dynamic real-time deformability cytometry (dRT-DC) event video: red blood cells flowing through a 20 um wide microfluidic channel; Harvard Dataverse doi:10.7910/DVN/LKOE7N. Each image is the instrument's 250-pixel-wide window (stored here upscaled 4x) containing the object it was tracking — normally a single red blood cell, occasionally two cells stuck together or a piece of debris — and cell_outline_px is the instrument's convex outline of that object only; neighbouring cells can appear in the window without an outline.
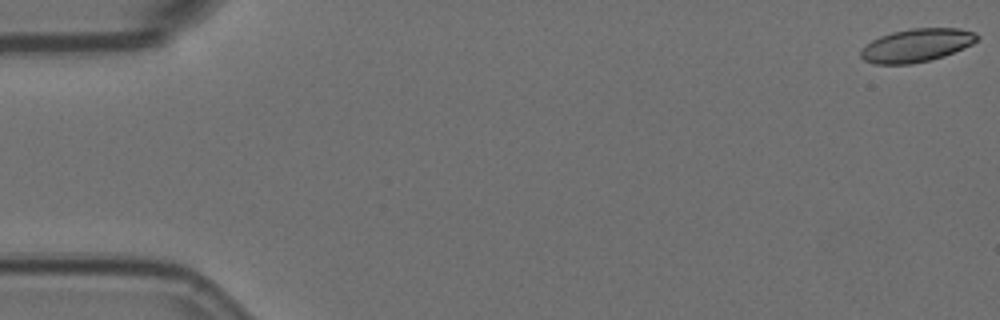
{"species": "Egyptian fruit bat (a non-hibernating species)", "species_latin": "Rousettus aegyptiacus", "temperature_condition": "room temperature", "stored_images_in_passage": 6, "camera_frame_rate_fps": 3000, "um_per_image_px": 0.085, "animal": {"sex": "female"}, "frame": {"image": 1, "passage_image": 1, "time_ms": 0.0, "image_size_px": [1000, 320], "cell_outline_px": [[980, 36], [972, 44], [964, 48], [944, 56], [912, 64], [876, 64], [864, 60], [860, 56], [860, 52], [872, 40], [880, 36], [892, 32], [912, 28], [960, 28], [976, 32]], "centroid_in_image_um": [77.94, 3.84], "position_along_channel_um": 7.1, "area_um2": 22.43}}
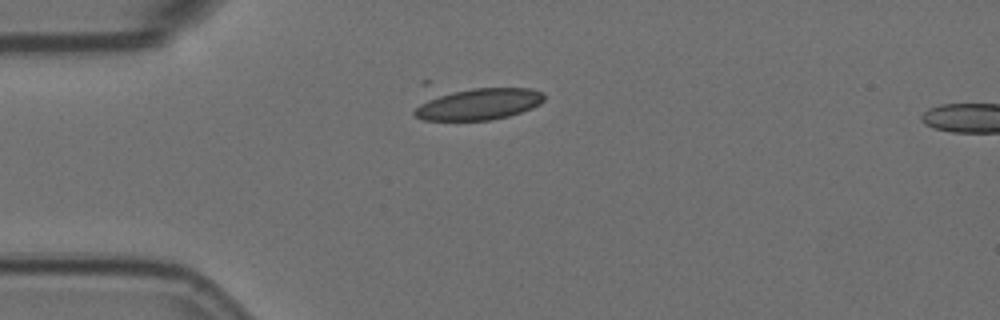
{"frame": {"image": 2, "passage_image": 5, "time_ms": 1.333, "image_size_px": [1000, 320], "cell_outline_px": [[544, 100], [540, 104], [532, 108], [508, 116], [492, 120], [424, 120], [416, 116], [412, 112], [420, 80], [428, 80], [532, 88], [544, 92]], "centroid_in_image_um": [40.12, 8.57], "position_along_channel_um": 44.9, "area_um2": 30.11}}